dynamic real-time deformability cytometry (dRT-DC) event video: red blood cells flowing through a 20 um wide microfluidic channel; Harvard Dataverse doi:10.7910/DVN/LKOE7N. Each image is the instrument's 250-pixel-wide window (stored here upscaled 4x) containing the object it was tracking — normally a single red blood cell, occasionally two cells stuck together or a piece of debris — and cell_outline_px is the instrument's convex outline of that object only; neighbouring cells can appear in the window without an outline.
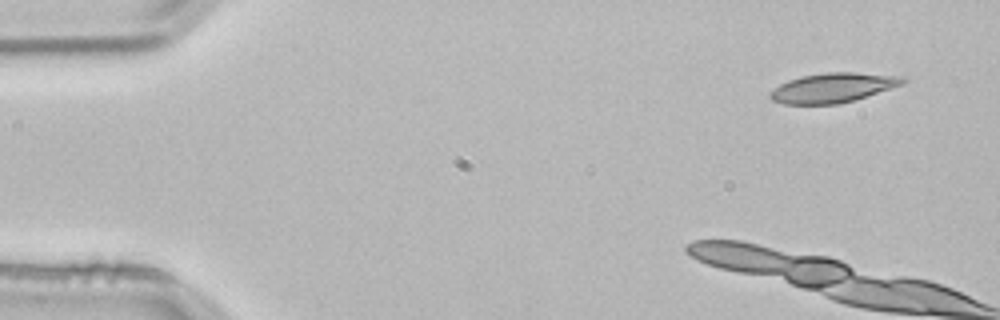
{"species": "common noctule bat (a hibernating species)", "species_latin": "Nyctalus noctula", "temperature_condition": "room temperature", "stored_images_in_passage": 4, "camera_frame_rate_fps": 3000, "um_per_image_px": 0.085, "animal": {"sex": "male", "body_mass_g": 21.5, "forearm_length_mm": 52.0}, "frame": {"image": 1, "passage_image": 1, "time_ms": 0.0, "image_size_px": [1000, 320], "cell_outline_px": [[908, 80], [904, 84], [840, 104], [784, 104], [772, 100], [768, 96], [768, 92], [780, 84], [788, 80], [804, 76], [828, 72], [852, 72], [904, 76]], "centroid_in_image_um": [70.8, 7.46], "position_along_channel_um": 14.2, "area_um2": 22.83}}